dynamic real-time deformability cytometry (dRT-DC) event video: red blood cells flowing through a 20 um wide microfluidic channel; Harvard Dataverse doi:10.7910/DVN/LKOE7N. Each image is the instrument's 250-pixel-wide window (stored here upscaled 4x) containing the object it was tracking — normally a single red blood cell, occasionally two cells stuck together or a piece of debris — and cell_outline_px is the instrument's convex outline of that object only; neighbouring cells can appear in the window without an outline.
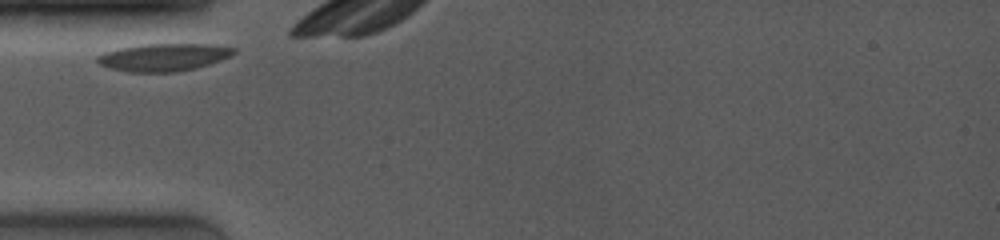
{"species": "common noctule bat (a hibernating species)", "species_latin": "Nyctalus noctula", "temperature_condition": "room temperature", "stored_images_in_passage": 14, "camera_frame_rate_fps": 4000, "um_per_image_px": 0.085, "animal": {"sex": "female", "body_mass_g": 19.0, "forearm_length_mm": 53.3}, "frame": {"image": 1, "passage_image": 1, "time_ms": 0.0, "image_size_px": [1000, 240], "cell_outline_px": [[236, 52], [232, 56], [196, 68], [176, 72], [128, 72], [112, 68], [100, 64], [96, 60], [96, 56], [104, 52], [120, 48], [140, 44], [208, 44], [236, 48]], "centroid_in_image_um": [13.91, 4.86], "position_along_channel_um": 71.1, "area_um2": 21.91}}